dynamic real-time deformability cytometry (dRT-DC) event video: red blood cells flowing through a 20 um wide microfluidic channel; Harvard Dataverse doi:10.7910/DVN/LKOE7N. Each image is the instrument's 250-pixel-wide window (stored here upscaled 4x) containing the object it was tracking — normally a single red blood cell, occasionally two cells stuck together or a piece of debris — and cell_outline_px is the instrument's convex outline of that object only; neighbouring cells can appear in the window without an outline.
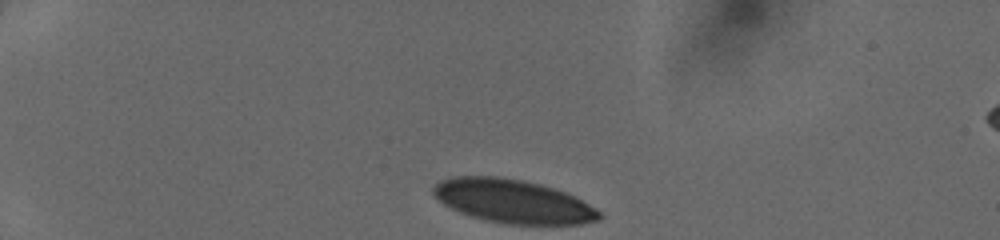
{"species": "human", "species_latin": "Homo sapiens", "temperature_condition": "cold", "stored_images_in_passage": 33, "camera_frame_rate_fps": 3000, "um_per_image_px": 0.085, "donor": {"sex": "female"}, "frame": {"image": 1, "passage_image": 1, "time_ms": 0.0, "image_size_px": [1000, 240], "cell_outline_px": [[600, 220], [580, 224], [508, 224], [484, 220], [460, 212], [444, 204], [432, 196], [432, 188], [440, 180], [452, 176], [500, 176], [524, 180], [540, 184], [576, 196], [596, 208], [600, 212]], "centroid_in_image_um": [43.58, 17.1], "position_along_channel_um": 41.4, "area_um2": 42.25}}
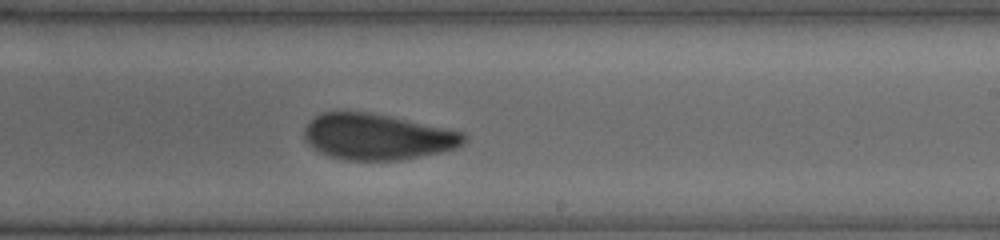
{"frame": {"image": 2, "passage_image": 21, "time_ms": 6.667, "image_size_px": [1000, 240], "cell_outline_px": [[468, 140], [464, 144], [456, 148], [440, 152], [400, 160], [344, 160], [328, 156], [312, 148], [304, 140], [304, 128], [316, 116], [324, 112], [368, 112], [388, 116], [464, 132], [468, 136]], "centroid_in_image_um": [32.08, 11.64], "position_along_channel_um": 256.9, "area_um2": 42.66}}
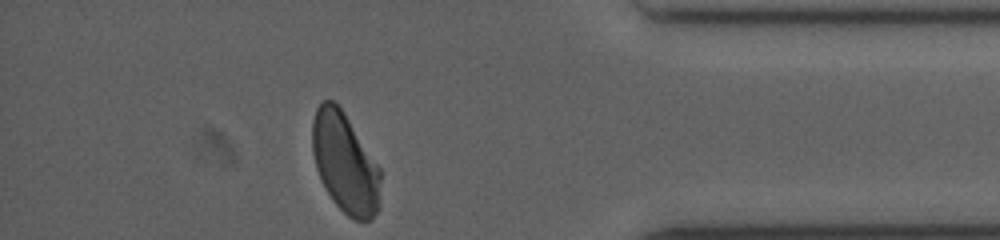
{"frame": {"image": 3, "passage_image": 33, "time_ms": 10.667, "image_size_px": [1000, 240], "cell_outline_px": [[380, 208], [372, 220], [352, 220], [332, 200], [320, 180], [316, 168], [312, 152], [312, 120], [316, 108], [324, 100], [332, 100], [344, 112], [380, 168]], "centroid_in_image_um": [29.32, 13.88], "position_along_channel_um": 405.9, "area_um2": 39.94}}